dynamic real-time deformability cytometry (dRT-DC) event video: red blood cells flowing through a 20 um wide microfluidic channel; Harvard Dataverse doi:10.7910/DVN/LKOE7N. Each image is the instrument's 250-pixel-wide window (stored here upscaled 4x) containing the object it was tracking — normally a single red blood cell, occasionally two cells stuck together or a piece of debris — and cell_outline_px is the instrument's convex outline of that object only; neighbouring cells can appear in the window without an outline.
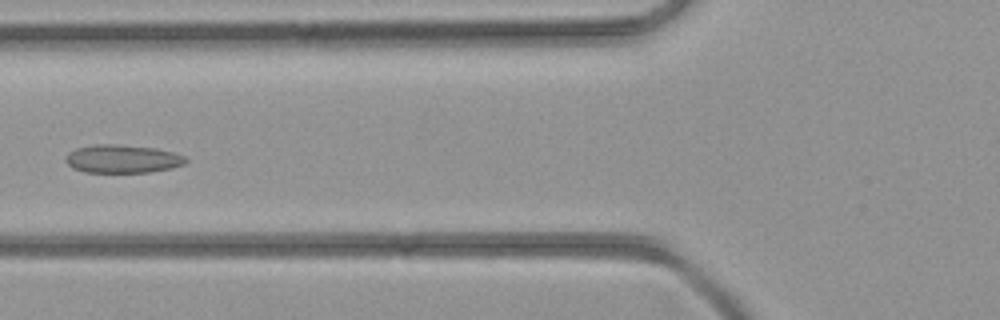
{"species": "common noctule bat (a hibernating species)", "species_latin": "Nyctalus noctula", "temperature_condition": "room temperature", "stored_images_in_passage": 42, "camera_frame_rate_fps": 3000, "um_per_image_px": 0.085, "animal": {"sex": "female", "body_mass_g": 21.9}, "frame": {"image": 1, "passage_image": 16, "time_ms": 5.0, "image_size_px": [1000, 320], "cell_outline_px": [[188, 160], [184, 164], [172, 168], [148, 172], [84, 172], [72, 168], [64, 160], [64, 156], [68, 152], [76, 148], [92, 144], [120, 144], [156, 148], [172, 152], [184, 156]], "centroid_in_image_um": [10.36, 13.49], "position_along_channel_um": 115.4, "area_um2": 19.94}}
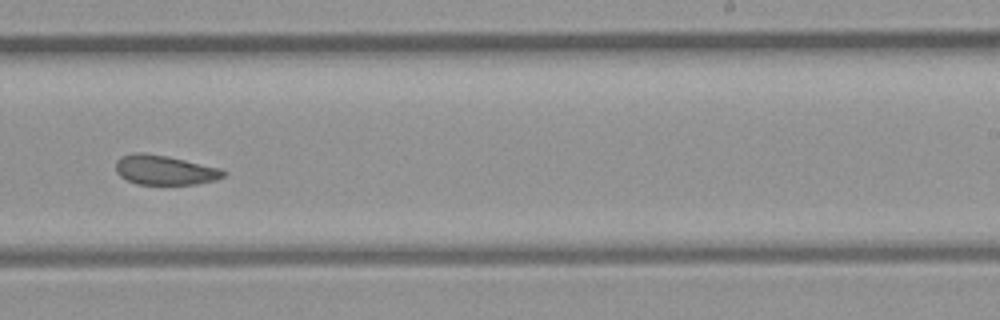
{"frame": {"image": 2, "passage_image": 26, "time_ms": 8.333, "image_size_px": [1000, 320], "cell_outline_px": [[228, 172], [224, 176], [216, 180], [196, 184], [136, 184], [120, 176], [116, 172], [116, 160], [120, 156], [132, 152], [144, 152], [168, 156], [220, 168]], "centroid_in_image_um": [13.98, 14.44], "position_along_channel_um": 275.0, "area_um2": 18.73}}
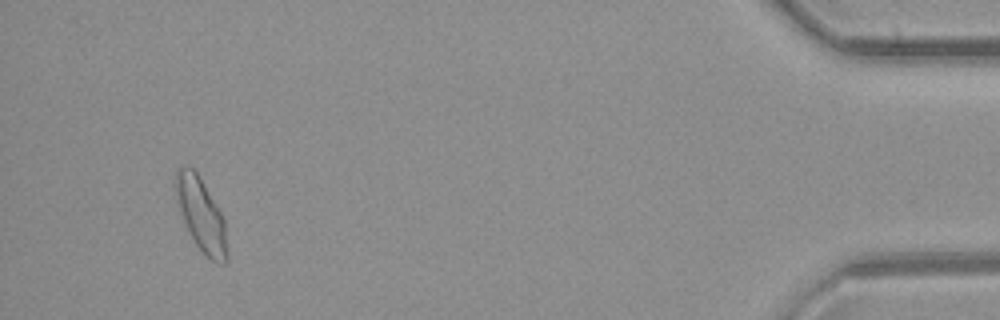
{"frame": {"image": 3, "passage_image": 40, "time_ms": 13.0, "image_size_px": [1000, 320], "cell_outline_px": [[228, 260], [224, 264], [216, 264], [196, 244], [176, 204], [176, 172], [180, 168], [192, 168], [196, 172], [220, 212], [224, 220], [228, 252]], "centroid_in_image_um": [17.12, 18.31], "position_along_channel_um": 418.1, "area_um2": 21.15}}